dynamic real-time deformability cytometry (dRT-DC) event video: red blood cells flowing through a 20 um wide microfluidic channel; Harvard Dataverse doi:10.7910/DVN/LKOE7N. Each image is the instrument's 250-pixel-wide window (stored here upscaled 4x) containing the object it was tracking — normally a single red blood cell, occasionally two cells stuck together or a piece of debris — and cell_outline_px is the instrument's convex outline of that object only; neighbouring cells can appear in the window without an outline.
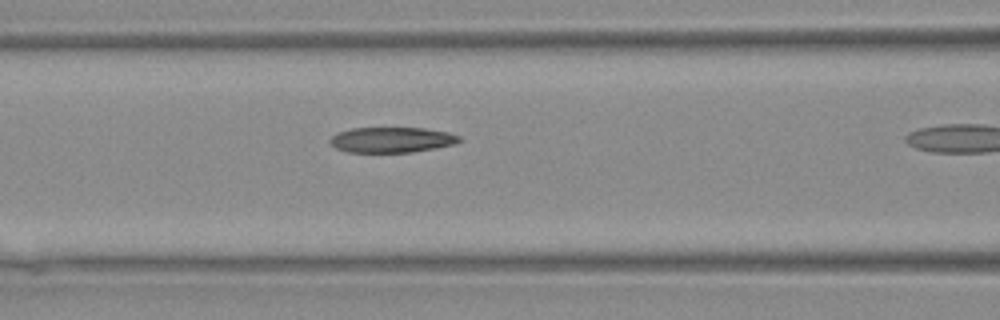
{"species": "Egyptian fruit bat (a non-hibernating species)", "species_latin": "Rousettus aegyptiacus", "temperature_condition": "warm", "stored_images_in_passage": 11, "camera_frame_rate_fps": 3000, "um_per_image_px": 0.085, "animal": {"sex": "female"}, "frame": {"image": 1, "passage_image": 8, "time_ms": 2.333, "image_size_px": [1000, 320], "cell_outline_px": [[460, 140], [452, 144], [412, 152], [348, 152], [336, 148], [328, 140], [332, 136], [340, 132], [352, 128], [424, 128], [448, 132], [460, 136]], "centroid_in_image_um": [33.27, 11.88], "position_along_channel_um": 133.3, "area_um2": 18.84}}
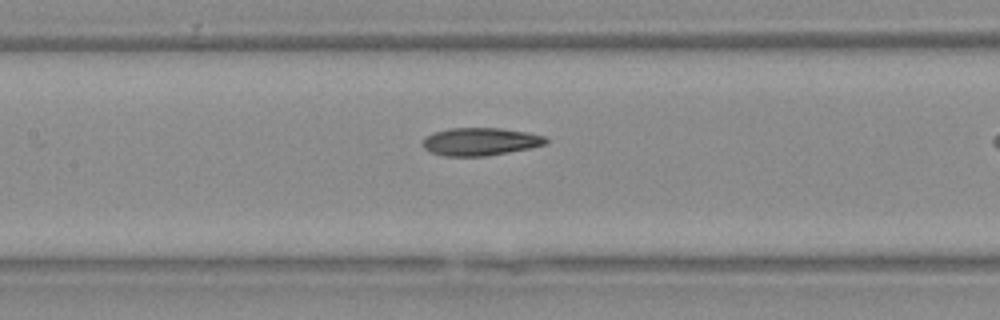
{"frame": {"image": 2, "passage_image": 10, "time_ms": 3.0, "image_size_px": [1000, 320], "cell_outline_px": [[548, 144], [508, 152], [484, 156], [444, 156], [432, 152], [424, 148], [424, 136], [432, 132], [448, 128], [500, 128], [528, 132], [544, 136], [548, 140]], "centroid_in_image_um": [40.82, 12.02], "position_along_channel_um": 166.6, "area_um2": 19.94}}